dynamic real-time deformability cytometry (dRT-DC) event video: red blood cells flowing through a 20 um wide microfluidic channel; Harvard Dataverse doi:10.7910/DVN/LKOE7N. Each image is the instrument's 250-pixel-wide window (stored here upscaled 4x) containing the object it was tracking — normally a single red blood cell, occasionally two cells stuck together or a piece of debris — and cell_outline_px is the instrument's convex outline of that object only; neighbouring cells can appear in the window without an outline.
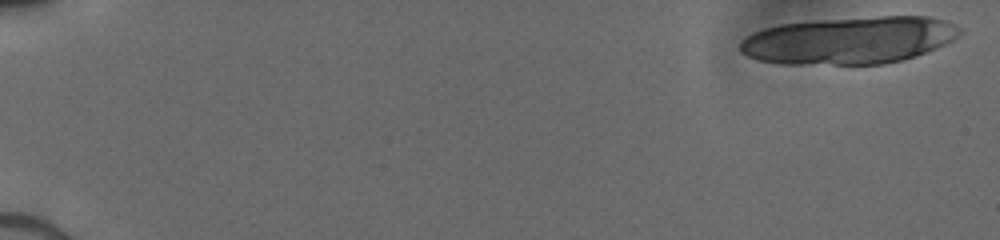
{"species": "human", "species_latin": "Homo sapiens", "temperature_condition": "cold", "stored_images_in_passage": 25, "camera_frame_rate_fps": 3000, "um_per_image_px": 0.085, "donor": {"sex": "male"}, "frame": {"image": 1, "passage_image": 1, "time_ms": 0.0, "image_size_px": [1000, 240], "cell_outline_px": [[964, 32], [952, 40], [936, 48], [916, 56], [904, 60], [880, 64], [780, 64], [756, 60], [740, 52], [740, 40], [752, 32], [764, 28], [780, 24], [812, 20], [880, 16], [928, 16], [944, 20], [960, 28]], "centroid_in_image_um": [72.16, 3.42], "position_along_channel_um": 12.8, "area_um2": 61.04}}
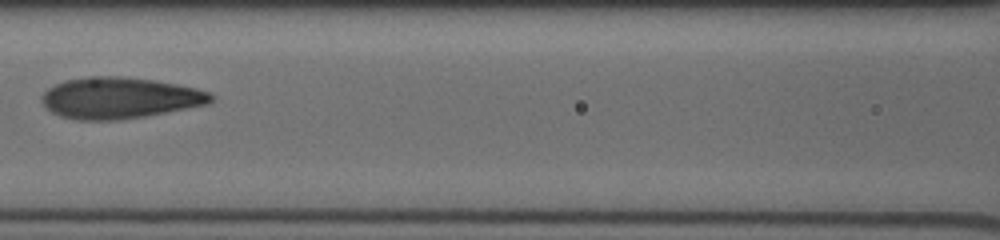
{"frame": {"image": 2, "passage_image": 14, "time_ms": 8.333, "image_size_px": [1000, 240], "cell_outline_px": [[216, 96], [208, 104], [144, 116], [116, 120], [80, 120], [60, 116], [44, 108], [40, 100], [40, 96], [48, 88], [64, 80], [88, 76], [120, 76], [156, 80], [196, 88], [208, 92]], "centroid_in_image_um": [10.13, 8.32], "position_along_channel_um": 156.5, "area_um2": 40.81}}
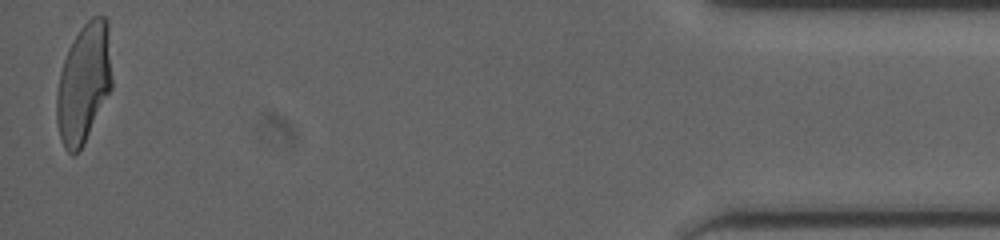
{"frame": {"image": 3, "passage_image": 25, "time_ms": 16.667, "image_size_px": [1000, 240], "cell_outline_px": [[112, 88], [84, 144], [72, 156], [64, 148], [60, 136], [56, 120], [56, 92], [60, 72], [68, 48], [80, 28], [92, 16], [104, 16], [108, 20], [112, 80]], "centroid_in_image_um": [7.12, 7.07], "position_along_channel_um": 428.1, "area_um2": 38.67}}